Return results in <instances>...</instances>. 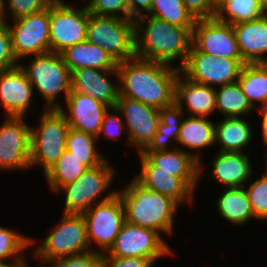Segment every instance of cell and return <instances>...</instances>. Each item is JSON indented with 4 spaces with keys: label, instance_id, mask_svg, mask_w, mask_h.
I'll return each instance as SVG.
<instances>
[{
    "label": "cell",
    "instance_id": "cell-1",
    "mask_svg": "<svg viewBox=\"0 0 267 267\" xmlns=\"http://www.w3.org/2000/svg\"><path fill=\"white\" fill-rule=\"evenodd\" d=\"M119 96L161 109L175 103L180 69L139 57L117 63Z\"/></svg>",
    "mask_w": 267,
    "mask_h": 267
},
{
    "label": "cell",
    "instance_id": "cell-2",
    "mask_svg": "<svg viewBox=\"0 0 267 267\" xmlns=\"http://www.w3.org/2000/svg\"><path fill=\"white\" fill-rule=\"evenodd\" d=\"M135 22L136 57L172 66L179 59L181 68L192 45L193 28L170 24L153 16L143 15Z\"/></svg>",
    "mask_w": 267,
    "mask_h": 267
},
{
    "label": "cell",
    "instance_id": "cell-3",
    "mask_svg": "<svg viewBox=\"0 0 267 267\" xmlns=\"http://www.w3.org/2000/svg\"><path fill=\"white\" fill-rule=\"evenodd\" d=\"M124 211L125 222L153 229L170 236L175 228V214L180 206L172 198L144 187L134 177L124 189L117 190Z\"/></svg>",
    "mask_w": 267,
    "mask_h": 267
},
{
    "label": "cell",
    "instance_id": "cell-4",
    "mask_svg": "<svg viewBox=\"0 0 267 267\" xmlns=\"http://www.w3.org/2000/svg\"><path fill=\"white\" fill-rule=\"evenodd\" d=\"M33 248V255L42 264L52 265L59 259L97 249L89 246L86 222L82 214H64L50 229L48 236Z\"/></svg>",
    "mask_w": 267,
    "mask_h": 267
},
{
    "label": "cell",
    "instance_id": "cell-5",
    "mask_svg": "<svg viewBox=\"0 0 267 267\" xmlns=\"http://www.w3.org/2000/svg\"><path fill=\"white\" fill-rule=\"evenodd\" d=\"M109 163L105 159L101 164L88 168L77 180L57 191L56 194H65L64 214H83L95 204L108 201L116 195V189L108 191L116 175L115 168Z\"/></svg>",
    "mask_w": 267,
    "mask_h": 267
},
{
    "label": "cell",
    "instance_id": "cell-6",
    "mask_svg": "<svg viewBox=\"0 0 267 267\" xmlns=\"http://www.w3.org/2000/svg\"><path fill=\"white\" fill-rule=\"evenodd\" d=\"M29 65L19 66L26 73L35 90L43 97L44 109H59L58 96L64 94V100L71 92V71L58 53L36 55L30 59ZM60 103V104H59Z\"/></svg>",
    "mask_w": 267,
    "mask_h": 267
},
{
    "label": "cell",
    "instance_id": "cell-7",
    "mask_svg": "<svg viewBox=\"0 0 267 267\" xmlns=\"http://www.w3.org/2000/svg\"><path fill=\"white\" fill-rule=\"evenodd\" d=\"M38 127L31 126L30 167L42 166L44 174L66 150L70 129L60 109H44Z\"/></svg>",
    "mask_w": 267,
    "mask_h": 267
},
{
    "label": "cell",
    "instance_id": "cell-8",
    "mask_svg": "<svg viewBox=\"0 0 267 267\" xmlns=\"http://www.w3.org/2000/svg\"><path fill=\"white\" fill-rule=\"evenodd\" d=\"M86 40L103 48L116 63L136 56L133 19L99 16L88 11Z\"/></svg>",
    "mask_w": 267,
    "mask_h": 267
},
{
    "label": "cell",
    "instance_id": "cell-9",
    "mask_svg": "<svg viewBox=\"0 0 267 267\" xmlns=\"http://www.w3.org/2000/svg\"><path fill=\"white\" fill-rule=\"evenodd\" d=\"M245 64L243 59L219 58L200 52L192 44L180 73L190 81L217 88L236 82Z\"/></svg>",
    "mask_w": 267,
    "mask_h": 267
},
{
    "label": "cell",
    "instance_id": "cell-10",
    "mask_svg": "<svg viewBox=\"0 0 267 267\" xmlns=\"http://www.w3.org/2000/svg\"><path fill=\"white\" fill-rule=\"evenodd\" d=\"M88 9L86 5L73 7L63 0L49 5L50 52L60 53L65 48L86 41Z\"/></svg>",
    "mask_w": 267,
    "mask_h": 267
},
{
    "label": "cell",
    "instance_id": "cell-11",
    "mask_svg": "<svg viewBox=\"0 0 267 267\" xmlns=\"http://www.w3.org/2000/svg\"><path fill=\"white\" fill-rule=\"evenodd\" d=\"M172 252L159 232L125 222L103 257H143L155 265L157 259L173 255Z\"/></svg>",
    "mask_w": 267,
    "mask_h": 267
},
{
    "label": "cell",
    "instance_id": "cell-12",
    "mask_svg": "<svg viewBox=\"0 0 267 267\" xmlns=\"http://www.w3.org/2000/svg\"><path fill=\"white\" fill-rule=\"evenodd\" d=\"M87 229L89 246L99 247L105 254L125 223V211L120 196L116 193L110 200L97 203L82 214Z\"/></svg>",
    "mask_w": 267,
    "mask_h": 267
},
{
    "label": "cell",
    "instance_id": "cell-13",
    "mask_svg": "<svg viewBox=\"0 0 267 267\" xmlns=\"http://www.w3.org/2000/svg\"><path fill=\"white\" fill-rule=\"evenodd\" d=\"M4 22L12 38V49L18 61L50 52L49 7L28 16Z\"/></svg>",
    "mask_w": 267,
    "mask_h": 267
},
{
    "label": "cell",
    "instance_id": "cell-14",
    "mask_svg": "<svg viewBox=\"0 0 267 267\" xmlns=\"http://www.w3.org/2000/svg\"><path fill=\"white\" fill-rule=\"evenodd\" d=\"M25 117L6 116L0 124V170H28L31 125Z\"/></svg>",
    "mask_w": 267,
    "mask_h": 267
},
{
    "label": "cell",
    "instance_id": "cell-15",
    "mask_svg": "<svg viewBox=\"0 0 267 267\" xmlns=\"http://www.w3.org/2000/svg\"><path fill=\"white\" fill-rule=\"evenodd\" d=\"M116 109L121 113L126 127L129 145L141 153L151 142L157 132L159 123L158 109L145 105L140 101L119 96Z\"/></svg>",
    "mask_w": 267,
    "mask_h": 267
},
{
    "label": "cell",
    "instance_id": "cell-16",
    "mask_svg": "<svg viewBox=\"0 0 267 267\" xmlns=\"http://www.w3.org/2000/svg\"><path fill=\"white\" fill-rule=\"evenodd\" d=\"M192 44L203 53L215 57L243 59L233 25L216 17L197 20L192 31Z\"/></svg>",
    "mask_w": 267,
    "mask_h": 267
},
{
    "label": "cell",
    "instance_id": "cell-17",
    "mask_svg": "<svg viewBox=\"0 0 267 267\" xmlns=\"http://www.w3.org/2000/svg\"><path fill=\"white\" fill-rule=\"evenodd\" d=\"M64 104L66 108L61 106L59 109L66 117L70 128L99 139L104 115L110 107L89 95L78 92H70Z\"/></svg>",
    "mask_w": 267,
    "mask_h": 267
},
{
    "label": "cell",
    "instance_id": "cell-18",
    "mask_svg": "<svg viewBox=\"0 0 267 267\" xmlns=\"http://www.w3.org/2000/svg\"><path fill=\"white\" fill-rule=\"evenodd\" d=\"M34 87L18 65L0 71V107L6 116L25 117L31 108Z\"/></svg>",
    "mask_w": 267,
    "mask_h": 267
},
{
    "label": "cell",
    "instance_id": "cell-19",
    "mask_svg": "<svg viewBox=\"0 0 267 267\" xmlns=\"http://www.w3.org/2000/svg\"><path fill=\"white\" fill-rule=\"evenodd\" d=\"M114 74L116 79H119L117 69L82 68L74 70L71 72V92L89 95L110 108L115 107L119 97V85L108 78L109 75L113 76Z\"/></svg>",
    "mask_w": 267,
    "mask_h": 267
},
{
    "label": "cell",
    "instance_id": "cell-20",
    "mask_svg": "<svg viewBox=\"0 0 267 267\" xmlns=\"http://www.w3.org/2000/svg\"><path fill=\"white\" fill-rule=\"evenodd\" d=\"M141 170L134 178L151 191L166 195L179 205L192 204L195 191L180 177L171 175V172L157 171L144 155L138 153Z\"/></svg>",
    "mask_w": 267,
    "mask_h": 267
},
{
    "label": "cell",
    "instance_id": "cell-21",
    "mask_svg": "<svg viewBox=\"0 0 267 267\" xmlns=\"http://www.w3.org/2000/svg\"><path fill=\"white\" fill-rule=\"evenodd\" d=\"M216 88L195 83L179 74L175 83V103L189 116L209 117L216 110ZM187 106V107H185Z\"/></svg>",
    "mask_w": 267,
    "mask_h": 267
},
{
    "label": "cell",
    "instance_id": "cell-22",
    "mask_svg": "<svg viewBox=\"0 0 267 267\" xmlns=\"http://www.w3.org/2000/svg\"><path fill=\"white\" fill-rule=\"evenodd\" d=\"M183 148L141 152L154 166L157 171L171 172V175L182 178L194 191L199 183V162L191 152Z\"/></svg>",
    "mask_w": 267,
    "mask_h": 267
},
{
    "label": "cell",
    "instance_id": "cell-23",
    "mask_svg": "<svg viewBox=\"0 0 267 267\" xmlns=\"http://www.w3.org/2000/svg\"><path fill=\"white\" fill-rule=\"evenodd\" d=\"M233 28L243 61L246 64L267 63V15L238 22Z\"/></svg>",
    "mask_w": 267,
    "mask_h": 267
},
{
    "label": "cell",
    "instance_id": "cell-24",
    "mask_svg": "<svg viewBox=\"0 0 267 267\" xmlns=\"http://www.w3.org/2000/svg\"><path fill=\"white\" fill-rule=\"evenodd\" d=\"M212 159L210 174L224 188L245 187L252 179L253 166L250 157L245 152H217Z\"/></svg>",
    "mask_w": 267,
    "mask_h": 267
},
{
    "label": "cell",
    "instance_id": "cell-25",
    "mask_svg": "<svg viewBox=\"0 0 267 267\" xmlns=\"http://www.w3.org/2000/svg\"><path fill=\"white\" fill-rule=\"evenodd\" d=\"M193 150L191 154L199 162V178L202 177L200 150L215 145V122L207 117L186 116L180 127L177 143Z\"/></svg>",
    "mask_w": 267,
    "mask_h": 267
},
{
    "label": "cell",
    "instance_id": "cell-26",
    "mask_svg": "<svg viewBox=\"0 0 267 267\" xmlns=\"http://www.w3.org/2000/svg\"><path fill=\"white\" fill-rule=\"evenodd\" d=\"M59 54L71 72L82 68L117 69V63L103 48L87 40L69 46Z\"/></svg>",
    "mask_w": 267,
    "mask_h": 267
},
{
    "label": "cell",
    "instance_id": "cell-27",
    "mask_svg": "<svg viewBox=\"0 0 267 267\" xmlns=\"http://www.w3.org/2000/svg\"><path fill=\"white\" fill-rule=\"evenodd\" d=\"M251 123L242 117H224L215 123V144H219L218 152H244L251 144L253 131Z\"/></svg>",
    "mask_w": 267,
    "mask_h": 267
},
{
    "label": "cell",
    "instance_id": "cell-28",
    "mask_svg": "<svg viewBox=\"0 0 267 267\" xmlns=\"http://www.w3.org/2000/svg\"><path fill=\"white\" fill-rule=\"evenodd\" d=\"M104 160H81L65 150L56 163L44 174L49 189L56 194L64 185L77 180L88 168Z\"/></svg>",
    "mask_w": 267,
    "mask_h": 267
},
{
    "label": "cell",
    "instance_id": "cell-29",
    "mask_svg": "<svg viewBox=\"0 0 267 267\" xmlns=\"http://www.w3.org/2000/svg\"><path fill=\"white\" fill-rule=\"evenodd\" d=\"M216 204L220 216L234 225L244 226L256 219L245 187L223 188Z\"/></svg>",
    "mask_w": 267,
    "mask_h": 267
},
{
    "label": "cell",
    "instance_id": "cell-30",
    "mask_svg": "<svg viewBox=\"0 0 267 267\" xmlns=\"http://www.w3.org/2000/svg\"><path fill=\"white\" fill-rule=\"evenodd\" d=\"M158 114L159 123L157 132L142 152L165 151L177 148L174 144L171 146V143L172 141L176 143L178 140L181 123L184 119L182 117L186 116L184 111L174 103L171 106L159 109Z\"/></svg>",
    "mask_w": 267,
    "mask_h": 267
},
{
    "label": "cell",
    "instance_id": "cell-31",
    "mask_svg": "<svg viewBox=\"0 0 267 267\" xmlns=\"http://www.w3.org/2000/svg\"><path fill=\"white\" fill-rule=\"evenodd\" d=\"M237 82L255 109L267 106V63L245 64ZM257 102L261 103L259 107Z\"/></svg>",
    "mask_w": 267,
    "mask_h": 267
},
{
    "label": "cell",
    "instance_id": "cell-32",
    "mask_svg": "<svg viewBox=\"0 0 267 267\" xmlns=\"http://www.w3.org/2000/svg\"><path fill=\"white\" fill-rule=\"evenodd\" d=\"M215 101L224 117H243L254 110L237 81L217 87Z\"/></svg>",
    "mask_w": 267,
    "mask_h": 267
},
{
    "label": "cell",
    "instance_id": "cell-33",
    "mask_svg": "<svg viewBox=\"0 0 267 267\" xmlns=\"http://www.w3.org/2000/svg\"><path fill=\"white\" fill-rule=\"evenodd\" d=\"M147 15L184 28H194L197 21L182 0H153Z\"/></svg>",
    "mask_w": 267,
    "mask_h": 267
},
{
    "label": "cell",
    "instance_id": "cell-34",
    "mask_svg": "<svg viewBox=\"0 0 267 267\" xmlns=\"http://www.w3.org/2000/svg\"><path fill=\"white\" fill-rule=\"evenodd\" d=\"M265 15L259 0H226L225 5L215 15L222 22L236 24L243 21L257 20Z\"/></svg>",
    "mask_w": 267,
    "mask_h": 267
},
{
    "label": "cell",
    "instance_id": "cell-35",
    "mask_svg": "<svg viewBox=\"0 0 267 267\" xmlns=\"http://www.w3.org/2000/svg\"><path fill=\"white\" fill-rule=\"evenodd\" d=\"M37 242V239L28 238L21 233L0 226V260L7 261L13 258L14 262H26L24 252Z\"/></svg>",
    "mask_w": 267,
    "mask_h": 267
},
{
    "label": "cell",
    "instance_id": "cell-36",
    "mask_svg": "<svg viewBox=\"0 0 267 267\" xmlns=\"http://www.w3.org/2000/svg\"><path fill=\"white\" fill-rule=\"evenodd\" d=\"M96 138L93 135L69 129L66 150L81 160H105V155L96 147Z\"/></svg>",
    "mask_w": 267,
    "mask_h": 267
},
{
    "label": "cell",
    "instance_id": "cell-37",
    "mask_svg": "<svg viewBox=\"0 0 267 267\" xmlns=\"http://www.w3.org/2000/svg\"><path fill=\"white\" fill-rule=\"evenodd\" d=\"M53 1L54 0H1L3 22H6V19L9 17H11L13 21L40 12L49 7Z\"/></svg>",
    "mask_w": 267,
    "mask_h": 267
},
{
    "label": "cell",
    "instance_id": "cell-38",
    "mask_svg": "<svg viewBox=\"0 0 267 267\" xmlns=\"http://www.w3.org/2000/svg\"><path fill=\"white\" fill-rule=\"evenodd\" d=\"M246 192L256 219L267 220V170L264 174L250 183Z\"/></svg>",
    "mask_w": 267,
    "mask_h": 267
},
{
    "label": "cell",
    "instance_id": "cell-39",
    "mask_svg": "<svg viewBox=\"0 0 267 267\" xmlns=\"http://www.w3.org/2000/svg\"><path fill=\"white\" fill-rule=\"evenodd\" d=\"M85 5L94 15L129 19L128 0H92Z\"/></svg>",
    "mask_w": 267,
    "mask_h": 267
},
{
    "label": "cell",
    "instance_id": "cell-40",
    "mask_svg": "<svg viewBox=\"0 0 267 267\" xmlns=\"http://www.w3.org/2000/svg\"><path fill=\"white\" fill-rule=\"evenodd\" d=\"M50 267H105V263L102 253L89 251L59 259Z\"/></svg>",
    "mask_w": 267,
    "mask_h": 267
},
{
    "label": "cell",
    "instance_id": "cell-41",
    "mask_svg": "<svg viewBox=\"0 0 267 267\" xmlns=\"http://www.w3.org/2000/svg\"><path fill=\"white\" fill-rule=\"evenodd\" d=\"M20 63L12 49V38L6 23L0 24V71L11 69Z\"/></svg>",
    "mask_w": 267,
    "mask_h": 267
},
{
    "label": "cell",
    "instance_id": "cell-42",
    "mask_svg": "<svg viewBox=\"0 0 267 267\" xmlns=\"http://www.w3.org/2000/svg\"><path fill=\"white\" fill-rule=\"evenodd\" d=\"M121 117V113L116 109V107L109 108L104 115L99 137H101V135H105L104 138L107 136L109 140H119L120 136H122L121 134L124 132L123 130L126 129Z\"/></svg>",
    "mask_w": 267,
    "mask_h": 267
},
{
    "label": "cell",
    "instance_id": "cell-43",
    "mask_svg": "<svg viewBox=\"0 0 267 267\" xmlns=\"http://www.w3.org/2000/svg\"><path fill=\"white\" fill-rule=\"evenodd\" d=\"M105 267H155L148 259L143 257H104Z\"/></svg>",
    "mask_w": 267,
    "mask_h": 267
},
{
    "label": "cell",
    "instance_id": "cell-44",
    "mask_svg": "<svg viewBox=\"0 0 267 267\" xmlns=\"http://www.w3.org/2000/svg\"><path fill=\"white\" fill-rule=\"evenodd\" d=\"M182 2L196 20L208 19L207 0H182Z\"/></svg>",
    "mask_w": 267,
    "mask_h": 267
},
{
    "label": "cell",
    "instance_id": "cell-45",
    "mask_svg": "<svg viewBox=\"0 0 267 267\" xmlns=\"http://www.w3.org/2000/svg\"><path fill=\"white\" fill-rule=\"evenodd\" d=\"M153 0H128L129 19H137L140 16L147 15ZM145 12V13H144Z\"/></svg>",
    "mask_w": 267,
    "mask_h": 267
},
{
    "label": "cell",
    "instance_id": "cell-46",
    "mask_svg": "<svg viewBox=\"0 0 267 267\" xmlns=\"http://www.w3.org/2000/svg\"><path fill=\"white\" fill-rule=\"evenodd\" d=\"M262 116L261 130H262V142L266 150L264 151L265 157L267 158V109L257 110Z\"/></svg>",
    "mask_w": 267,
    "mask_h": 267
},
{
    "label": "cell",
    "instance_id": "cell-47",
    "mask_svg": "<svg viewBox=\"0 0 267 267\" xmlns=\"http://www.w3.org/2000/svg\"><path fill=\"white\" fill-rule=\"evenodd\" d=\"M208 2V18H213L225 5L226 0H207Z\"/></svg>",
    "mask_w": 267,
    "mask_h": 267
},
{
    "label": "cell",
    "instance_id": "cell-48",
    "mask_svg": "<svg viewBox=\"0 0 267 267\" xmlns=\"http://www.w3.org/2000/svg\"><path fill=\"white\" fill-rule=\"evenodd\" d=\"M12 264H9L8 261L0 260V267H29V263L27 262H14L12 261Z\"/></svg>",
    "mask_w": 267,
    "mask_h": 267
},
{
    "label": "cell",
    "instance_id": "cell-49",
    "mask_svg": "<svg viewBox=\"0 0 267 267\" xmlns=\"http://www.w3.org/2000/svg\"><path fill=\"white\" fill-rule=\"evenodd\" d=\"M260 7L265 15H267V0H259Z\"/></svg>",
    "mask_w": 267,
    "mask_h": 267
},
{
    "label": "cell",
    "instance_id": "cell-50",
    "mask_svg": "<svg viewBox=\"0 0 267 267\" xmlns=\"http://www.w3.org/2000/svg\"><path fill=\"white\" fill-rule=\"evenodd\" d=\"M3 23V18H2V12H1V0H0V24Z\"/></svg>",
    "mask_w": 267,
    "mask_h": 267
},
{
    "label": "cell",
    "instance_id": "cell-51",
    "mask_svg": "<svg viewBox=\"0 0 267 267\" xmlns=\"http://www.w3.org/2000/svg\"><path fill=\"white\" fill-rule=\"evenodd\" d=\"M88 1V2H87ZM92 0H83L84 3L87 2V4H89Z\"/></svg>",
    "mask_w": 267,
    "mask_h": 267
}]
</instances>
